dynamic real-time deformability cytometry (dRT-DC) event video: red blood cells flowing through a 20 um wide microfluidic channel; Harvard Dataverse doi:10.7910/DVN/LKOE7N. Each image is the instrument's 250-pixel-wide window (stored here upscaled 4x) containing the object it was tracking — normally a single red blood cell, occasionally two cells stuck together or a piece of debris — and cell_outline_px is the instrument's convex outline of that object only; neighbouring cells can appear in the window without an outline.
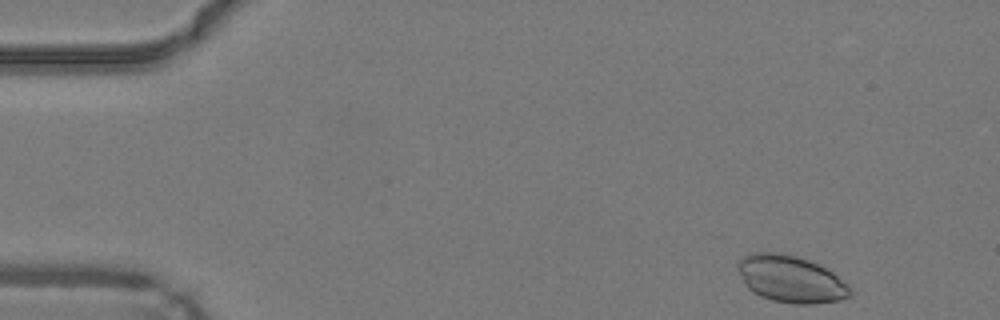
{"species": "common noctule bat (a hibernating species)", "species_latin": "Nyctalus noctula", "temperature_condition": "warm", "stored_images_in_passage": 3, "camera_frame_rate_fps": 3000, "um_per_image_px": 0.085, "animal": {"sex": "male", "body_mass_g": 19.2, "forearm_length_mm": 51.8}, "frame": {"image": 1, "passage_image": 1, "time_ms": 0.0, "image_size_px": [1000, 320], "cell_outline_px": [[852, 292], [848, 296], [840, 300], [812, 304], [796, 304], [772, 300], [760, 296], [752, 292], [744, 284], [736, 264], [736, 260], [752, 252], [780, 252], [796, 256], [808, 260], [832, 272]], "centroid_in_image_um": [67.13, 23.71], "position_along_channel_um": 17.9, "area_um2": 30.46}}